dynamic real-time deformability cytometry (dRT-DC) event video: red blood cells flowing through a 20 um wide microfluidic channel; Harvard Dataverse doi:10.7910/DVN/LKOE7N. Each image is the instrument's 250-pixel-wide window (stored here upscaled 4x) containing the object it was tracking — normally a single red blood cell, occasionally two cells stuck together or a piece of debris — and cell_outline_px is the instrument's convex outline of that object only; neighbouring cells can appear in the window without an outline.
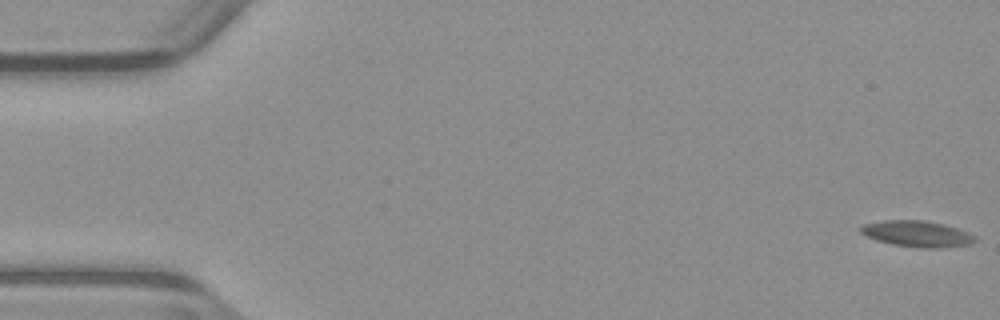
{"species": "common noctule bat (a hibernating species)", "species_latin": "Nyctalus noctula", "temperature_condition": "warm", "stored_images_in_passage": 54, "camera_frame_rate_fps": 3000, "um_per_image_px": 0.085, "animal": {"sex": "male", "body_mass_g": 23.1, "forearm_length_mm": 52.7}, "frame": {"image": 1, "passage_image": 1, "time_ms": 0.0, "image_size_px": [1000, 320], "cell_outline_px": [[976, 240], [968, 244], [940, 248], [916, 248], [892, 244], [876, 240], [860, 232], [860, 228], [864, 224], [884, 220], [924, 220], [944, 224], [968, 232], [976, 236]], "centroid_in_image_um": [77.95, 19.87], "position_along_channel_um": 7.0, "area_um2": 17.34}}
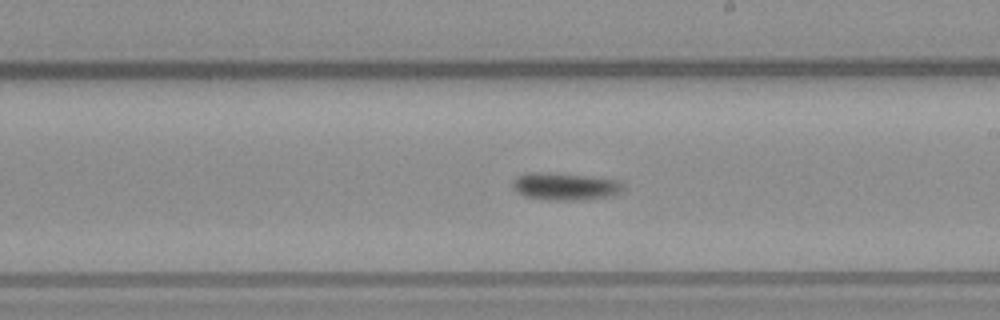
{"frame": {"image": 2, "passage_image": 31, "time_ms": 10.0, "image_size_px": [1000, 320], "cell_outline_px": [[624, 192], [616, 196], [580, 200], [548, 200], [524, 196], [516, 192], [512, 188], [512, 180], [516, 176], [524, 172], [552, 172], [592, 176], [620, 180], [624, 184]], "centroid_in_image_um": [48.06, 15.83], "position_along_channel_um": 240.9, "area_um2": 18.44}}
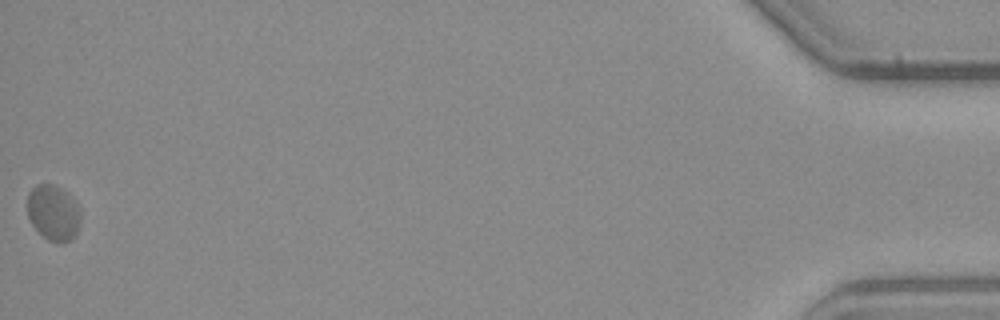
{"frame": {"image": 3, "passage_image": 54, "time_ms": 17.667, "image_size_px": [1000, 320], "cell_outline_px": [[80, 220], [76, 232], [72, 240], [64, 244], [60, 244], [48, 240], [32, 224], [28, 216], [28, 192], [36, 184], [52, 184], [68, 192], [72, 196], [80, 208]], "centroid_in_image_um": [4.56, 18.08], "position_along_channel_um": 430.6, "area_um2": 17.4}, "authors_computed_cell_mechanics": {"area_um2": 16.4152, "velocity_mm_per_s": 3.88, "shape_relaxation_time_tau1_ms": null, "shape_relaxation_time_tau2_ms": 4.5272, "deformation_change_tau1": null, "deformation_change_tau2": 0.0525}}